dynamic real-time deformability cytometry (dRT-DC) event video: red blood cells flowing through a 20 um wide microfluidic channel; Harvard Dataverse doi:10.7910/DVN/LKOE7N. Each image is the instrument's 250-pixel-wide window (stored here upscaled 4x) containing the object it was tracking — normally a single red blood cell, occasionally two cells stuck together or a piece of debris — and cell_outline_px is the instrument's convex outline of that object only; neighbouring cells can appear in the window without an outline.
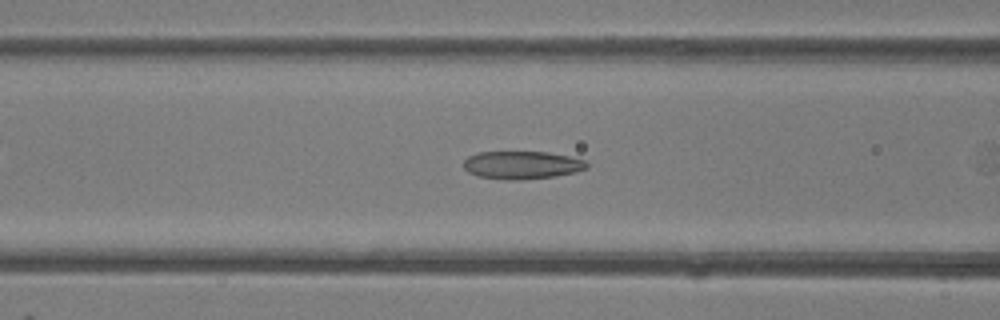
{"species": "common noctule bat (a hibernating species)", "species_latin": "Nyctalus noctula", "temperature_condition": "room temperature", "stored_images_in_passage": 32, "camera_frame_rate_fps": 3000, "um_per_image_px": 0.085, "animal": {"sex": "female"}, "frame": {"image": 1, "passage_image": 7, "time_ms": 2.0, "image_size_px": [1000, 320], "cell_outline_px": [[588, 168], [576, 172], [556, 176], [520, 180], [504, 180], [480, 176], [468, 172], [464, 168], [464, 160], [468, 156], [476, 152], [548, 152], [568, 156], [584, 160], [588, 164]], "centroid_in_image_um": [44.36, 14.03], "position_along_channel_um": 122.2, "area_um2": 20.11}}
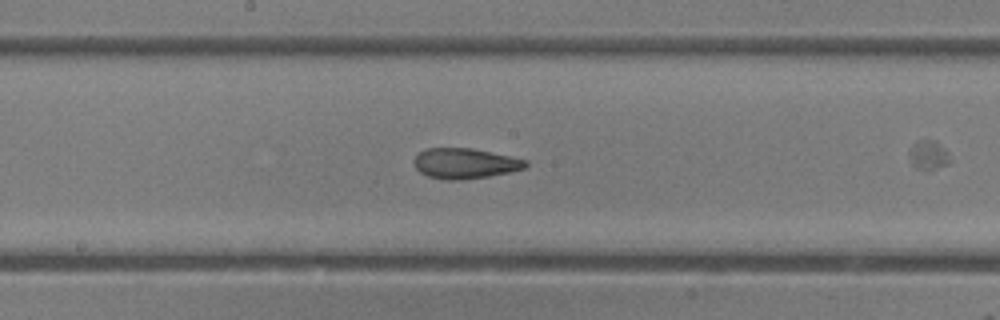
{"frame": {"image": 2, "passage_image": 13, "time_ms": 4.0, "image_size_px": [1000, 320], "cell_outline_px": [[528, 164], [524, 168], [508, 172], [488, 176], [460, 180], [444, 180], [428, 176], [420, 172], [416, 168], [412, 160], [424, 148], [472, 148], [528, 160]], "centroid_in_image_um": [39.49, 13.89], "position_along_channel_um": 208.7, "area_um2": 19.71}}
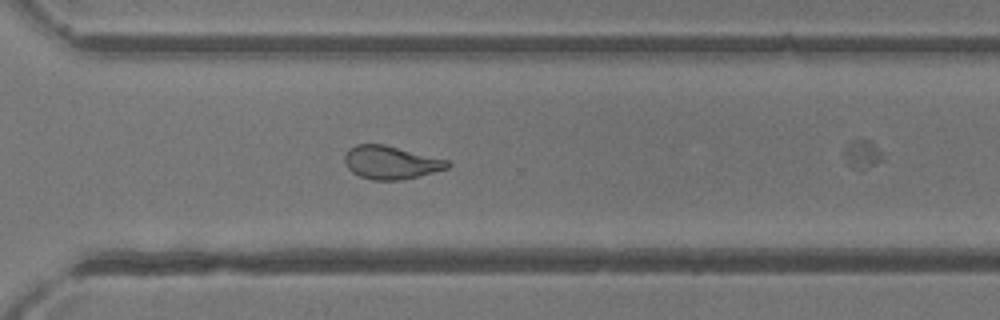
{"frame": {"image": 3, "passage_image": 22, "time_ms": 7.0, "image_size_px": [1000, 320], "cell_outline_px": [[452, 164], [448, 168], [400, 180], [372, 180], [360, 176], [352, 172], [344, 164], [344, 156], [348, 148], [356, 144], [384, 144], [448, 160]], "centroid_in_image_um": [33.18, 13.8], "position_along_channel_um": 337.4, "area_um2": 19.83}, "authors_computed_cell_mechanics": {"area_um2": 19.4786, "velocity_mm_per_s": 4.3088, "shape_relaxation_time_tau1_ms": null, "shape_relaxation_time_tau2_ms": 2.39, "deformation_change_tau1": null, "deformation_change_tau2": 0.1017}}